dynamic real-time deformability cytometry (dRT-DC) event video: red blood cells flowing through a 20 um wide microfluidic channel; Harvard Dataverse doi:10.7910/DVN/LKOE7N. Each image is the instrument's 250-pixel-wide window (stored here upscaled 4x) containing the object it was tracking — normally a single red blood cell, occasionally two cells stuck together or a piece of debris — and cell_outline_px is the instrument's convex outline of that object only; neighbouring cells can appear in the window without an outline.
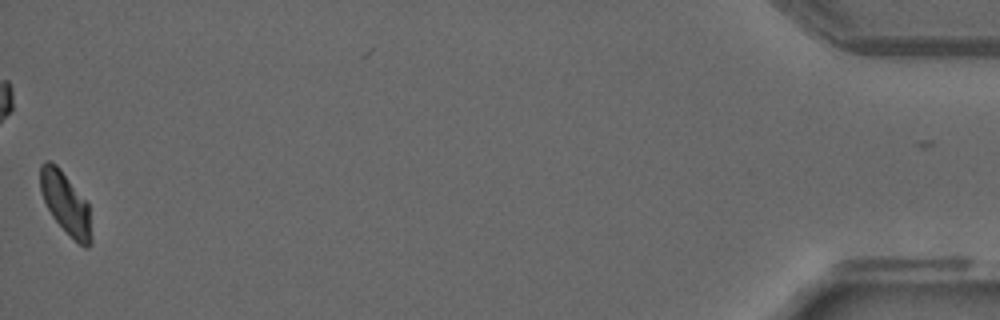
{"species": "common noctule bat (a hibernating species)", "species_latin": "Nyctalus noctula", "temperature_condition": "warm", "stored_images_in_passage": 49, "camera_frame_rate_fps": 3000, "um_per_image_px": 0.085, "animal": {"sex": "male", "forearm_length_mm": 52.5}, "frame": {"image": 1, "passage_image": 48, "time_ms": 15.667, "image_size_px": [1000, 320], "cell_outline_px": [[92, 244], [88, 248], [84, 248], [52, 216], [44, 200], [40, 188], [40, 164], [44, 160], [48, 160], [56, 164], [60, 168], [88, 204], [92, 236]], "centroid_in_image_um": [5.58, 17.26], "position_along_channel_um": 429.6, "area_um2": 18.09}, "authors_computed_cell_mechanics": {"area_um2": 19.4208, "velocity_mm_per_s": 4.0124, "shape_relaxation_time_tau1_ms": 9.4615, "shape_relaxation_time_tau2_ms": 5.9447, "deformation_change_tau1": 0.226, "deformation_change_tau2": 0.101}}